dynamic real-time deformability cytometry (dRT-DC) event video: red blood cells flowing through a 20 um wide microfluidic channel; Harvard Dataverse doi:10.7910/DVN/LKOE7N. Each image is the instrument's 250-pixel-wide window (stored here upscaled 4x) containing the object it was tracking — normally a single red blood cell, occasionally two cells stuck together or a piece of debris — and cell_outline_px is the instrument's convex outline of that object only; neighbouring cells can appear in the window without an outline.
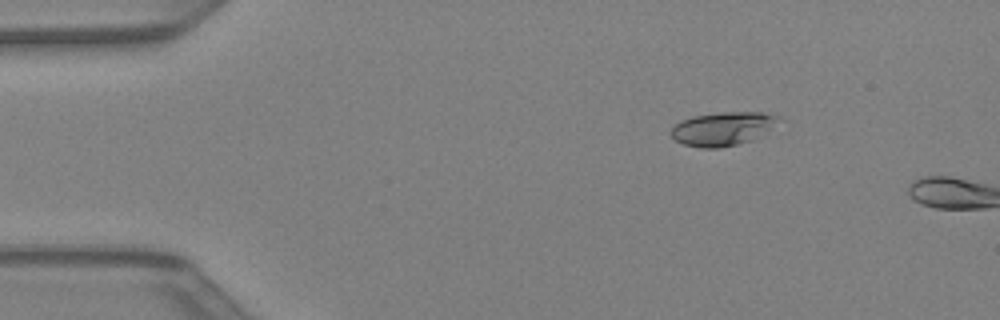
{"species": "Egyptian fruit bat (a non-hibernating species)", "species_latin": "Rousettus aegyptiacus", "temperature_condition": "warm", "stored_images_in_passage": 9, "camera_frame_rate_fps": 3000, "um_per_image_px": 0.085, "animal": {"sex": "female"}, "frame": {"image": 1, "passage_image": 7, "time_ms": 2.0, "image_size_px": [1000, 320], "cell_outline_px": [[776, 120], [768, 128], [752, 140], [736, 144], [716, 148], [700, 148], [684, 144], [676, 140], [672, 136], [672, 128], [680, 120], [692, 116], [720, 112], [760, 112], [776, 116]], "centroid_in_image_um": [61.32, 10.94], "position_along_channel_um": 23.7, "area_um2": 20.35}}